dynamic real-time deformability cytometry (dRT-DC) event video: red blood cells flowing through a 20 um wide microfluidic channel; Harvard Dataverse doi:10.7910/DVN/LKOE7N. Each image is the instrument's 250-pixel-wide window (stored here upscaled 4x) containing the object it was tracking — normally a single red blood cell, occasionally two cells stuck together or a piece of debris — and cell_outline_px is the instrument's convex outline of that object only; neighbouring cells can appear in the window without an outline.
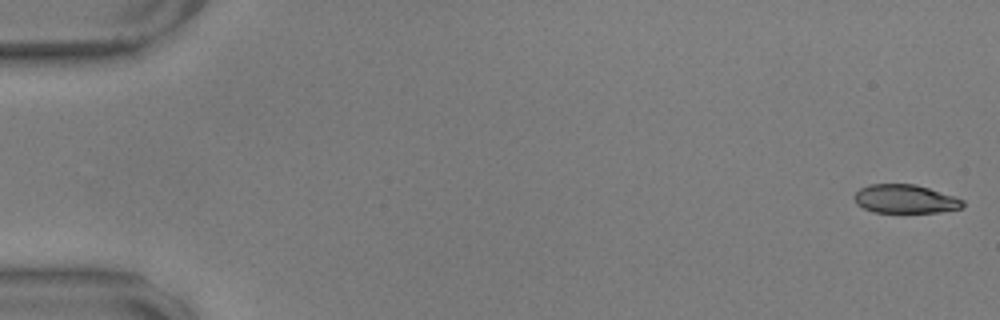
{"species": "common noctule bat (a hibernating species)", "species_latin": "Nyctalus noctula", "temperature_condition": "warm", "stored_images_in_passage": 34, "camera_frame_rate_fps": 3000, "um_per_image_px": 0.085, "animal": {"sex": "male", "body_mass_g": 17.9, "forearm_length_mm": 54.2}, "frame": {"image": 1, "passage_image": 1, "time_ms": 0.0, "image_size_px": [1000, 320], "cell_outline_px": [[964, 208], [940, 212], [872, 212], [856, 204], [852, 196], [860, 188], [868, 184], [916, 184], [964, 200]], "centroid_in_image_um": [76.91, 16.91], "position_along_channel_um": 8.1, "area_um2": 18.15}}
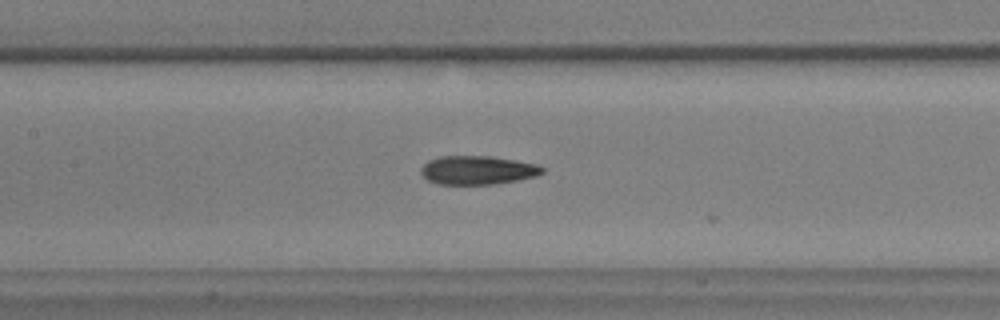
{"frame": {"image": 2, "passage_image": 27, "time_ms": 8.667, "image_size_px": [1000, 320], "cell_outline_px": [[544, 172], [536, 176], [516, 180], [492, 184], [440, 184], [428, 180], [420, 172], [420, 168], [428, 160], [440, 156], [488, 156], [516, 160], [536, 164], [544, 168]], "centroid_in_image_um": [40.58, 14.45], "position_along_channel_um": 166.8, "area_um2": 20.17}}
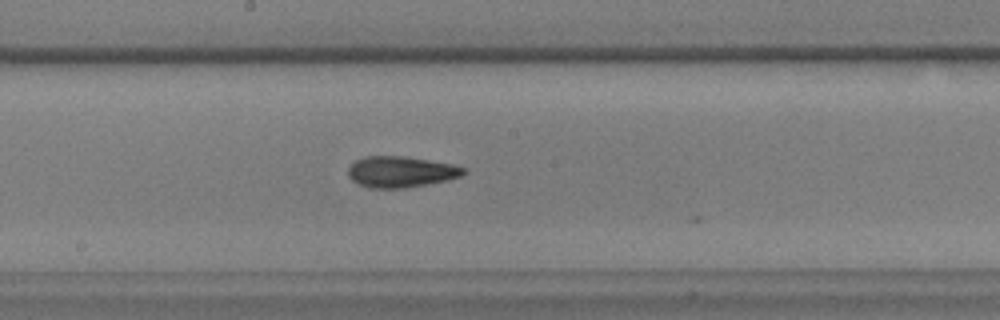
{"frame": {"image": 3, "passage_image": 31, "time_ms": 10.0, "image_size_px": [1000, 320], "cell_outline_px": [[468, 172], [460, 176], [448, 180], [404, 188], [368, 188], [356, 184], [348, 176], [348, 168], [356, 160], [364, 156], [400, 156], [428, 160], [452, 164], [468, 168]], "centroid_in_image_um": [34.07, 14.61], "position_along_channel_um": 214.1, "area_um2": 20.98}}